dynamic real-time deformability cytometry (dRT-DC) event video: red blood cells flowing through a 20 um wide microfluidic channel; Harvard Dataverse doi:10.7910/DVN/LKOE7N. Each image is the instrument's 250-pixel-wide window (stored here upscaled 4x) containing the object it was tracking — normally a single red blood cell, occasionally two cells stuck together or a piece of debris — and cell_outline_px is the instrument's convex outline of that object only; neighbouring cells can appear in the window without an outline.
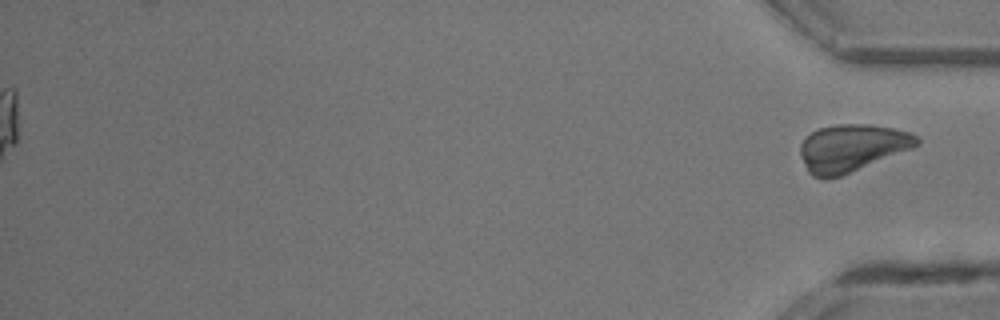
{"species": "common noctule bat (a hibernating species)", "species_latin": "Nyctalus noctula", "temperature_condition": "room temperature", "stored_images_in_passage": 42, "segment_of_instrument_passage": [2, 2], "camera_frame_rate_fps": 3000, "um_per_image_px": 0.085, "animal": {"sex": "male", "body_mass_g": 13.3}, "frame": {"image": 1, "passage_image": 42, "time_ms": 13.667, "image_size_px": [1000, 320], "cell_outline_px": [[920, 144], [912, 148], [840, 176], [828, 180], [824, 180], [812, 176], [808, 172], [800, 156], [800, 144], [812, 132], [820, 128], [836, 124], [868, 124], [892, 128], [908, 132], [916, 136], [920, 140]], "centroid_in_image_um": [72.37, 12.59], "position_along_channel_um": 362.8, "area_um2": 31.96}}